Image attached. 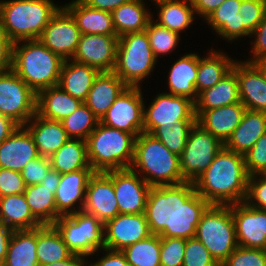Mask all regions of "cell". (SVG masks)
<instances>
[{"label": "cell", "instance_id": "cb8c5ba5", "mask_svg": "<svg viewBox=\"0 0 266 266\" xmlns=\"http://www.w3.org/2000/svg\"><path fill=\"white\" fill-rule=\"evenodd\" d=\"M127 87L115 72H100L84 103L101 120L117 97Z\"/></svg>", "mask_w": 266, "mask_h": 266}, {"label": "cell", "instance_id": "f5cc1de1", "mask_svg": "<svg viewBox=\"0 0 266 266\" xmlns=\"http://www.w3.org/2000/svg\"><path fill=\"white\" fill-rule=\"evenodd\" d=\"M25 188L20 172L0 168V197L24 193Z\"/></svg>", "mask_w": 266, "mask_h": 266}, {"label": "cell", "instance_id": "484cf974", "mask_svg": "<svg viewBox=\"0 0 266 266\" xmlns=\"http://www.w3.org/2000/svg\"><path fill=\"white\" fill-rule=\"evenodd\" d=\"M241 0H225L218 8L212 11L205 19L217 35L227 41L251 36L243 26V19L239 13Z\"/></svg>", "mask_w": 266, "mask_h": 266}, {"label": "cell", "instance_id": "9a60e30c", "mask_svg": "<svg viewBox=\"0 0 266 266\" xmlns=\"http://www.w3.org/2000/svg\"><path fill=\"white\" fill-rule=\"evenodd\" d=\"M118 41L117 35L81 34L72 60L100 72H111L116 63Z\"/></svg>", "mask_w": 266, "mask_h": 266}, {"label": "cell", "instance_id": "6125c7cd", "mask_svg": "<svg viewBox=\"0 0 266 266\" xmlns=\"http://www.w3.org/2000/svg\"><path fill=\"white\" fill-rule=\"evenodd\" d=\"M85 258L87 257L83 255L72 254L68 259L43 266H88L89 261Z\"/></svg>", "mask_w": 266, "mask_h": 266}, {"label": "cell", "instance_id": "f6af8a7d", "mask_svg": "<svg viewBox=\"0 0 266 266\" xmlns=\"http://www.w3.org/2000/svg\"><path fill=\"white\" fill-rule=\"evenodd\" d=\"M186 239L177 237H161V266H182Z\"/></svg>", "mask_w": 266, "mask_h": 266}, {"label": "cell", "instance_id": "9c48e42d", "mask_svg": "<svg viewBox=\"0 0 266 266\" xmlns=\"http://www.w3.org/2000/svg\"><path fill=\"white\" fill-rule=\"evenodd\" d=\"M73 254L86 257L104 249V223L81 210L60 216L53 224Z\"/></svg>", "mask_w": 266, "mask_h": 266}, {"label": "cell", "instance_id": "f907efd6", "mask_svg": "<svg viewBox=\"0 0 266 266\" xmlns=\"http://www.w3.org/2000/svg\"><path fill=\"white\" fill-rule=\"evenodd\" d=\"M49 157L38 156L37 158L28 161L23 167L21 176L26 186L41 184L43 176L51 169Z\"/></svg>", "mask_w": 266, "mask_h": 266}, {"label": "cell", "instance_id": "8fae6325", "mask_svg": "<svg viewBox=\"0 0 266 266\" xmlns=\"http://www.w3.org/2000/svg\"><path fill=\"white\" fill-rule=\"evenodd\" d=\"M37 94L12 70L0 72V114L24 126L36 114Z\"/></svg>", "mask_w": 266, "mask_h": 266}, {"label": "cell", "instance_id": "db71d44e", "mask_svg": "<svg viewBox=\"0 0 266 266\" xmlns=\"http://www.w3.org/2000/svg\"><path fill=\"white\" fill-rule=\"evenodd\" d=\"M250 37H255L252 43V53L253 58L246 60L247 62H252L253 60L266 56V10L263 15L262 21L259 23L258 27L250 34ZM254 35V36H252Z\"/></svg>", "mask_w": 266, "mask_h": 266}, {"label": "cell", "instance_id": "f546056e", "mask_svg": "<svg viewBox=\"0 0 266 266\" xmlns=\"http://www.w3.org/2000/svg\"><path fill=\"white\" fill-rule=\"evenodd\" d=\"M264 133H266V112L246 109L243 119L224 146L245 155Z\"/></svg>", "mask_w": 266, "mask_h": 266}, {"label": "cell", "instance_id": "ffe728a7", "mask_svg": "<svg viewBox=\"0 0 266 266\" xmlns=\"http://www.w3.org/2000/svg\"><path fill=\"white\" fill-rule=\"evenodd\" d=\"M93 169H79L62 174L55 194L57 219L81 211L85 204L86 189ZM78 204L79 208H76ZM75 207V208H74Z\"/></svg>", "mask_w": 266, "mask_h": 266}, {"label": "cell", "instance_id": "d4e9b609", "mask_svg": "<svg viewBox=\"0 0 266 266\" xmlns=\"http://www.w3.org/2000/svg\"><path fill=\"white\" fill-rule=\"evenodd\" d=\"M24 126L33 137L40 156L50 157L69 140L60 121L43 118L37 113Z\"/></svg>", "mask_w": 266, "mask_h": 266}, {"label": "cell", "instance_id": "2e32d148", "mask_svg": "<svg viewBox=\"0 0 266 266\" xmlns=\"http://www.w3.org/2000/svg\"><path fill=\"white\" fill-rule=\"evenodd\" d=\"M113 186L119 214L145 212L151 186L131 168L113 170Z\"/></svg>", "mask_w": 266, "mask_h": 266}, {"label": "cell", "instance_id": "7a4b0ae2", "mask_svg": "<svg viewBox=\"0 0 266 266\" xmlns=\"http://www.w3.org/2000/svg\"><path fill=\"white\" fill-rule=\"evenodd\" d=\"M248 179L245 156L223 146L194 186L210 204L231 205L245 201Z\"/></svg>", "mask_w": 266, "mask_h": 266}, {"label": "cell", "instance_id": "277c9868", "mask_svg": "<svg viewBox=\"0 0 266 266\" xmlns=\"http://www.w3.org/2000/svg\"><path fill=\"white\" fill-rule=\"evenodd\" d=\"M61 7L52 0L0 1V28L13 43L38 40Z\"/></svg>", "mask_w": 266, "mask_h": 266}, {"label": "cell", "instance_id": "8d00e7d4", "mask_svg": "<svg viewBox=\"0 0 266 266\" xmlns=\"http://www.w3.org/2000/svg\"><path fill=\"white\" fill-rule=\"evenodd\" d=\"M72 254L54 225L37 228L36 256L39 266L68 259Z\"/></svg>", "mask_w": 266, "mask_h": 266}, {"label": "cell", "instance_id": "7402d4cb", "mask_svg": "<svg viewBox=\"0 0 266 266\" xmlns=\"http://www.w3.org/2000/svg\"><path fill=\"white\" fill-rule=\"evenodd\" d=\"M246 109L238 102L211 110H195V115L199 125L225 144L243 119Z\"/></svg>", "mask_w": 266, "mask_h": 266}, {"label": "cell", "instance_id": "680465c9", "mask_svg": "<svg viewBox=\"0 0 266 266\" xmlns=\"http://www.w3.org/2000/svg\"><path fill=\"white\" fill-rule=\"evenodd\" d=\"M85 4L98 10L112 12L130 0H82Z\"/></svg>", "mask_w": 266, "mask_h": 266}, {"label": "cell", "instance_id": "9f6ffc18", "mask_svg": "<svg viewBox=\"0 0 266 266\" xmlns=\"http://www.w3.org/2000/svg\"><path fill=\"white\" fill-rule=\"evenodd\" d=\"M102 250L106 251V254L96 262H88V266H130L122 251L107 248Z\"/></svg>", "mask_w": 266, "mask_h": 266}, {"label": "cell", "instance_id": "7dc6e473", "mask_svg": "<svg viewBox=\"0 0 266 266\" xmlns=\"http://www.w3.org/2000/svg\"><path fill=\"white\" fill-rule=\"evenodd\" d=\"M220 266H266L264 249L238 246Z\"/></svg>", "mask_w": 266, "mask_h": 266}, {"label": "cell", "instance_id": "52a82bcc", "mask_svg": "<svg viewBox=\"0 0 266 266\" xmlns=\"http://www.w3.org/2000/svg\"><path fill=\"white\" fill-rule=\"evenodd\" d=\"M158 62L146 31L128 33L119 37L116 63L113 69L128 87H140L151 75Z\"/></svg>", "mask_w": 266, "mask_h": 266}, {"label": "cell", "instance_id": "83f0119b", "mask_svg": "<svg viewBox=\"0 0 266 266\" xmlns=\"http://www.w3.org/2000/svg\"><path fill=\"white\" fill-rule=\"evenodd\" d=\"M100 71L72 59L64 60L58 86L72 97L85 102L88 93Z\"/></svg>", "mask_w": 266, "mask_h": 266}, {"label": "cell", "instance_id": "ee69618b", "mask_svg": "<svg viewBox=\"0 0 266 266\" xmlns=\"http://www.w3.org/2000/svg\"><path fill=\"white\" fill-rule=\"evenodd\" d=\"M145 31L148 35L152 51L157 59L160 55L170 54L179 44V33L159 25L154 19L150 20Z\"/></svg>", "mask_w": 266, "mask_h": 266}, {"label": "cell", "instance_id": "11a10c76", "mask_svg": "<svg viewBox=\"0 0 266 266\" xmlns=\"http://www.w3.org/2000/svg\"><path fill=\"white\" fill-rule=\"evenodd\" d=\"M13 42L0 28V72L8 71L12 66Z\"/></svg>", "mask_w": 266, "mask_h": 266}, {"label": "cell", "instance_id": "74e56055", "mask_svg": "<svg viewBox=\"0 0 266 266\" xmlns=\"http://www.w3.org/2000/svg\"><path fill=\"white\" fill-rule=\"evenodd\" d=\"M49 158L52 169L61 175L79 169H92L88 162L87 142L82 139L69 138Z\"/></svg>", "mask_w": 266, "mask_h": 266}, {"label": "cell", "instance_id": "3957f363", "mask_svg": "<svg viewBox=\"0 0 266 266\" xmlns=\"http://www.w3.org/2000/svg\"><path fill=\"white\" fill-rule=\"evenodd\" d=\"M64 60L39 40L13 43L11 69L37 94L58 85Z\"/></svg>", "mask_w": 266, "mask_h": 266}, {"label": "cell", "instance_id": "6da1fadb", "mask_svg": "<svg viewBox=\"0 0 266 266\" xmlns=\"http://www.w3.org/2000/svg\"><path fill=\"white\" fill-rule=\"evenodd\" d=\"M210 205L192 182L151 186L144 214L151 234L189 239Z\"/></svg>", "mask_w": 266, "mask_h": 266}, {"label": "cell", "instance_id": "6f0895ef", "mask_svg": "<svg viewBox=\"0 0 266 266\" xmlns=\"http://www.w3.org/2000/svg\"><path fill=\"white\" fill-rule=\"evenodd\" d=\"M195 14H199L204 20L209 14L218 8L225 0H191Z\"/></svg>", "mask_w": 266, "mask_h": 266}, {"label": "cell", "instance_id": "603a6c76", "mask_svg": "<svg viewBox=\"0 0 266 266\" xmlns=\"http://www.w3.org/2000/svg\"><path fill=\"white\" fill-rule=\"evenodd\" d=\"M39 156L34 139L25 126L0 143V168L21 172L28 161Z\"/></svg>", "mask_w": 266, "mask_h": 266}, {"label": "cell", "instance_id": "d6a6232c", "mask_svg": "<svg viewBox=\"0 0 266 266\" xmlns=\"http://www.w3.org/2000/svg\"><path fill=\"white\" fill-rule=\"evenodd\" d=\"M0 222L12 230H30L42 226L33 216L24 193L0 197Z\"/></svg>", "mask_w": 266, "mask_h": 266}, {"label": "cell", "instance_id": "4dcf8cb0", "mask_svg": "<svg viewBox=\"0 0 266 266\" xmlns=\"http://www.w3.org/2000/svg\"><path fill=\"white\" fill-rule=\"evenodd\" d=\"M81 103L55 85L37 93L36 113L46 119L61 121L72 114Z\"/></svg>", "mask_w": 266, "mask_h": 266}, {"label": "cell", "instance_id": "681fc988", "mask_svg": "<svg viewBox=\"0 0 266 266\" xmlns=\"http://www.w3.org/2000/svg\"><path fill=\"white\" fill-rule=\"evenodd\" d=\"M244 156L249 176L263 174L266 170V133L256 141Z\"/></svg>", "mask_w": 266, "mask_h": 266}, {"label": "cell", "instance_id": "1f68e13d", "mask_svg": "<svg viewBox=\"0 0 266 266\" xmlns=\"http://www.w3.org/2000/svg\"><path fill=\"white\" fill-rule=\"evenodd\" d=\"M241 102L237 74L231 69L213 87L198 94L195 110H211Z\"/></svg>", "mask_w": 266, "mask_h": 266}, {"label": "cell", "instance_id": "b9f144b4", "mask_svg": "<svg viewBox=\"0 0 266 266\" xmlns=\"http://www.w3.org/2000/svg\"><path fill=\"white\" fill-rule=\"evenodd\" d=\"M69 138L87 140L100 120L84 102L65 119L60 121Z\"/></svg>", "mask_w": 266, "mask_h": 266}, {"label": "cell", "instance_id": "4316f807", "mask_svg": "<svg viewBox=\"0 0 266 266\" xmlns=\"http://www.w3.org/2000/svg\"><path fill=\"white\" fill-rule=\"evenodd\" d=\"M63 7L74 18L81 34L116 35L111 12L90 7L82 0H73Z\"/></svg>", "mask_w": 266, "mask_h": 266}, {"label": "cell", "instance_id": "ba28073f", "mask_svg": "<svg viewBox=\"0 0 266 266\" xmlns=\"http://www.w3.org/2000/svg\"><path fill=\"white\" fill-rule=\"evenodd\" d=\"M195 237L221 265L238 247L232 204H211L197 225Z\"/></svg>", "mask_w": 266, "mask_h": 266}, {"label": "cell", "instance_id": "44dd1931", "mask_svg": "<svg viewBox=\"0 0 266 266\" xmlns=\"http://www.w3.org/2000/svg\"><path fill=\"white\" fill-rule=\"evenodd\" d=\"M232 69L237 74L241 103L253 111L266 112V80L252 62L235 61Z\"/></svg>", "mask_w": 266, "mask_h": 266}, {"label": "cell", "instance_id": "f1b7e54d", "mask_svg": "<svg viewBox=\"0 0 266 266\" xmlns=\"http://www.w3.org/2000/svg\"><path fill=\"white\" fill-rule=\"evenodd\" d=\"M198 74V53L185 54L172 65L168 77V91L175 96H182L196 101L198 93L195 81Z\"/></svg>", "mask_w": 266, "mask_h": 266}, {"label": "cell", "instance_id": "bcb514c9", "mask_svg": "<svg viewBox=\"0 0 266 266\" xmlns=\"http://www.w3.org/2000/svg\"><path fill=\"white\" fill-rule=\"evenodd\" d=\"M182 266H220L208 249L196 238L186 239Z\"/></svg>", "mask_w": 266, "mask_h": 266}, {"label": "cell", "instance_id": "ac0fdd59", "mask_svg": "<svg viewBox=\"0 0 266 266\" xmlns=\"http://www.w3.org/2000/svg\"><path fill=\"white\" fill-rule=\"evenodd\" d=\"M151 235L144 213L118 214L104 223V248L122 251Z\"/></svg>", "mask_w": 266, "mask_h": 266}, {"label": "cell", "instance_id": "91938a15", "mask_svg": "<svg viewBox=\"0 0 266 266\" xmlns=\"http://www.w3.org/2000/svg\"><path fill=\"white\" fill-rule=\"evenodd\" d=\"M13 232L14 230L0 222V263L2 264L5 262L9 241Z\"/></svg>", "mask_w": 266, "mask_h": 266}, {"label": "cell", "instance_id": "7bdbcfd3", "mask_svg": "<svg viewBox=\"0 0 266 266\" xmlns=\"http://www.w3.org/2000/svg\"><path fill=\"white\" fill-rule=\"evenodd\" d=\"M196 122H177L172 128L157 127L151 134L171 152L180 156L184 150L190 130Z\"/></svg>", "mask_w": 266, "mask_h": 266}, {"label": "cell", "instance_id": "f35d334b", "mask_svg": "<svg viewBox=\"0 0 266 266\" xmlns=\"http://www.w3.org/2000/svg\"><path fill=\"white\" fill-rule=\"evenodd\" d=\"M155 5L156 9H159L156 23L179 34L185 31L196 18L191 0L161 1Z\"/></svg>", "mask_w": 266, "mask_h": 266}, {"label": "cell", "instance_id": "e0dca14e", "mask_svg": "<svg viewBox=\"0 0 266 266\" xmlns=\"http://www.w3.org/2000/svg\"><path fill=\"white\" fill-rule=\"evenodd\" d=\"M82 210L94 215L103 223L119 214L113 186V170L94 172L90 177Z\"/></svg>", "mask_w": 266, "mask_h": 266}, {"label": "cell", "instance_id": "30bf717a", "mask_svg": "<svg viewBox=\"0 0 266 266\" xmlns=\"http://www.w3.org/2000/svg\"><path fill=\"white\" fill-rule=\"evenodd\" d=\"M224 144L197 122L188 135L179 156L180 170L185 182L194 181L209 167Z\"/></svg>", "mask_w": 266, "mask_h": 266}, {"label": "cell", "instance_id": "5b68a950", "mask_svg": "<svg viewBox=\"0 0 266 266\" xmlns=\"http://www.w3.org/2000/svg\"><path fill=\"white\" fill-rule=\"evenodd\" d=\"M131 169L138 174L142 173V178L150 186L176 185L185 182L180 170L179 156L146 132H141L135 139Z\"/></svg>", "mask_w": 266, "mask_h": 266}, {"label": "cell", "instance_id": "e7e4bbea", "mask_svg": "<svg viewBox=\"0 0 266 266\" xmlns=\"http://www.w3.org/2000/svg\"><path fill=\"white\" fill-rule=\"evenodd\" d=\"M252 63L257 67L263 78L266 80V56L257 58L253 60Z\"/></svg>", "mask_w": 266, "mask_h": 266}, {"label": "cell", "instance_id": "5bb4252c", "mask_svg": "<svg viewBox=\"0 0 266 266\" xmlns=\"http://www.w3.org/2000/svg\"><path fill=\"white\" fill-rule=\"evenodd\" d=\"M80 36L76 21L62 6L51 18L38 40L63 60H68L73 58Z\"/></svg>", "mask_w": 266, "mask_h": 266}, {"label": "cell", "instance_id": "be15d7a7", "mask_svg": "<svg viewBox=\"0 0 266 266\" xmlns=\"http://www.w3.org/2000/svg\"><path fill=\"white\" fill-rule=\"evenodd\" d=\"M41 184L48 188H58L61 174L54 169H50L45 176L42 177Z\"/></svg>", "mask_w": 266, "mask_h": 266}, {"label": "cell", "instance_id": "ab89813d", "mask_svg": "<svg viewBox=\"0 0 266 266\" xmlns=\"http://www.w3.org/2000/svg\"><path fill=\"white\" fill-rule=\"evenodd\" d=\"M57 188H48L42 184L26 186L24 195L33 216L42 225H53L57 220L55 194Z\"/></svg>", "mask_w": 266, "mask_h": 266}, {"label": "cell", "instance_id": "836d02e7", "mask_svg": "<svg viewBox=\"0 0 266 266\" xmlns=\"http://www.w3.org/2000/svg\"><path fill=\"white\" fill-rule=\"evenodd\" d=\"M144 0H130L111 12L116 35L145 31L148 23L154 17L147 10Z\"/></svg>", "mask_w": 266, "mask_h": 266}, {"label": "cell", "instance_id": "8992f818", "mask_svg": "<svg viewBox=\"0 0 266 266\" xmlns=\"http://www.w3.org/2000/svg\"><path fill=\"white\" fill-rule=\"evenodd\" d=\"M136 137L102 123L88 136L87 156L95 172L129 169L134 160Z\"/></svg>", "mask_w": 266, "mask_h": 266}, {"label": "cell", "instance_id": "94428289", "mask_svg": "<svg viewBox=\"0 0 266 266\" xmlns=\"http://www.w3.org/2000/svg\"><path fill=\"white\" fill-rule=\"evenodd\" d=\"M18 126L11 118L0 114V143L7 139Z\"/></svg>", "mask_w": 266, "mask_h": 266}, {"label": "cell", "instance_id": "e575fe53", "mask_svg": "<svg viewBox=\"0 0 266 266\" xmlns=\"http://www.w3.org/2000/svg\"><path fill=\"white\" fill-rule=\"evenodd\" d=\"M206 57L198 55V74L195 81L197 93L217 84L231 69L235 59L211 48Z\"/></svg>", "mask_w": 266, "mask_h": 266}, {"label": "cell", "instance_id": "4fadbf2b", "mask_svg": "<svg viewBox=\"0 0 266 266\" xmlns=\"http://www.w3.org/2000/svg\"><path fill=\"white\" fill-rule=\"evenodd\" d=\"M141 87H127L100 120L103 125L137 137L143 132L144 101Z\"/></svg>", "mask_w": 266, "mask_h": 266}, {"label": "cell", "instance_id": "d6986e66", "mask_svg": "<svg viewBox=\"0 0 266 266\" xmlns=\"http://www.w3.org/2000/svg\"><path fill=\"white\" fill-rule=\"evenodd\" d=\"M238 246L266 248V210L257 209L245 201L232 204Z\"/></svg>", "mask_w": 266, "mask_h": 266}, {"label": "cell", "instance_id": "7c38bea8", "mask_svg": "<svg viewBox=\"0 0 266 266\" xmlns=\"http://www.w3.org/2000/svg\"><path fill=\"white\" fill-rule=\"evenodd\" d=\"M143 113V132L152 133L157 127L172 128L177 122H197L195 102L190 98L168 93L156 95Z\"/></svg>", "mask_w": 266, "mask_h": 266}, {"label": "cell", "instance_id": "816d5d0a", "mask_svg": "<svg viewBox=\"0 0 266 266\" xmlns=\"http://www.w3.org/2000/svg\"><path fill=\"white\" fill-rule=\"evenodd\" d=\"M245 202L254 208L266 210V177L265 176H263L262 174H256V175L249 176L247 196H246Z\"/></svg>", "mask_w": 266, "mask_h": 266}, {"label": "cell", "instance_id": "003e7915", "mask_svg": "<svg viewBox=\"0 0 266 266\" xmlns=\"http://www.w3.org/2000/svg\"><path fill=\"white\" fill-rule=\"evenodd\" d=\"M262 175L266 177V170L263 172V174H262Z\"/></svg>", "mask_w": 266, "mask_h": 266}, {"label": "cell", "instance_id": "d590c367", "mask_svg": "<svg viewBox=\"0 0 266 266\" xmlns=\"http://www.w3.org/2000/svg\"><path fill=\"white\" fill-rule=\"evenodd\" d=\"M37 228L14 230L4 266H39L36 256Z\"/></svg>", "mask_w": 266, "mask_h": 266}, {"label": "cell", "instance_id": "60d3db41", "mask_svg": "<svg viewBox=\"0 0 266 266\" xmlns=\"http://www.w3.org/2000/svg\"><path fill=\"white\" fill-rule=\"evenodd\" d=\"M160 247L161 237L151 234L125 247L122 252L130 266H161Z\"/></svg>", "mask_w": 266, "mask_h": 266}, {"label": "cell", "instance_id": "c3c4849f", "mask_svg": "<svg viewBox=\"0 0 266 266\" xmlns=\"http://www.w3.org/2000/svg\"><path fill=\"white\" fill-rule=\"evenodd\" d=\"M266 10V0H241L239 13L243 26L252 33L263 19Z\"/></svg>", "mask_w": 266, "mask_h": 266}, {"label": "cell", "instance_id": "03108f58", "mask_svg": "<svg viewBox=\"0 0 266 266\" xmlns=\"http://www.w3.org/2000/svg\"><path fill=\"white\" fill-rule=\"evenodd\" d=\"M154 2V4L161 2V1H170V0H152Z\"/></svg>", "mask_w": 266, "mask_h": 266}]
</instances>
